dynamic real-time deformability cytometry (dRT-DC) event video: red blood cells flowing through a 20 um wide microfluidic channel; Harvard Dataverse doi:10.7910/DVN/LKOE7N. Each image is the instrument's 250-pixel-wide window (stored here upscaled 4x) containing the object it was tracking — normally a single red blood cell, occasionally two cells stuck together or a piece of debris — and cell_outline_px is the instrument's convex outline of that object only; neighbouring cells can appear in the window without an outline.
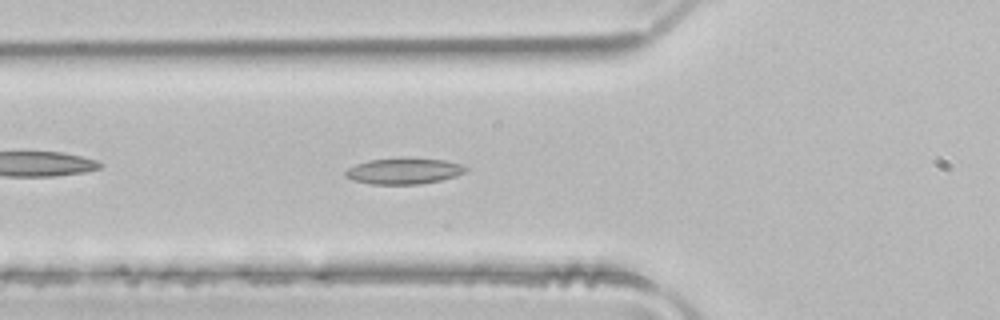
{"species": "common noctule bat (a hibernating species)", "species_latin": "Nyctalus noctula", "temperature_condition": "room temperature", "stored_images_in_passage": 50, "camera_frame_rate_fps": 3000, "um_per_image_px": 0.085, "animal": {"sex": "male", "body_mass_g": 21.5, "forearm_length_mm": 52.0}, "frame": {"image": 1, "passage_image": 17, "time_ms": 5.333, "image_size_px": [1000, 320], "cell_outline_px": [[468, 168], [464, 172], [456, 176], [440, 180], [420, 184], [372, 184], [352, 180], [344, 176], [344, 172], [348, 168], [356, 164], [368, 160], [408, 156], [444, 160], [464, 164]], "centroid_in_image_um": [34.33, 14.51], "position_along_channel_um": 91.5, "area_um2": 18.73}}
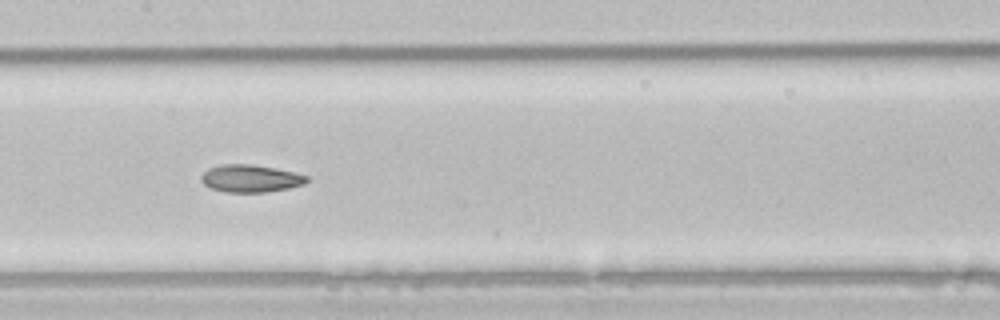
{"frame": {"image": 2, "passage_image": 24, "time_ms": 7.667, "image_size_px": [1000, 320], "cell_outline_px": [[308, 180], [304, 184], [288, 188], [268, 192], [224, 192], [212, 188], [204, 184], [200, 180], [200, 176], [208, 168], [220, 164], [252, 164], [276, 168], [308, 176]], "centroid_in_image_um": [21.27, 15.16], "position_along_channel_um": 186.1, "area_um2": 16.94}}
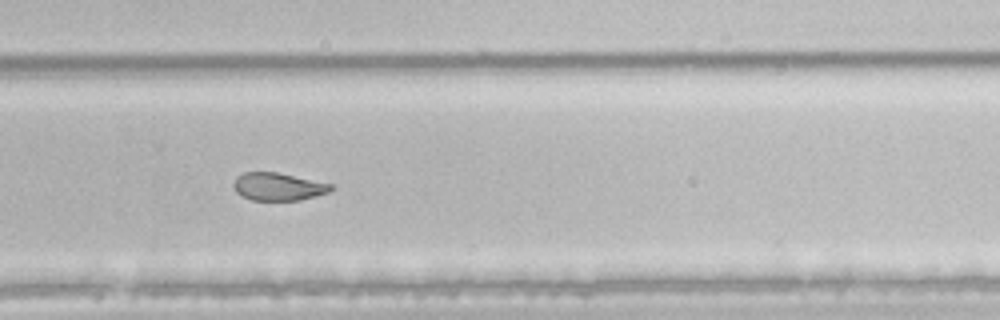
{"frame": {"image": 3, "passage_image": 33, "time_ms": 10.667, "image_size_px": [1000, 320], "cell_outline_px": [[332, 188], [328, 192], [316, 196], [300, 200], [252, 200], [236, 192], [232, 184], [236, 176], [244, 172], [276, 172], [332, 184]], "centroid_in_image_um": [23.61, 15.86], "position_along_channel_um": 306.2, "area_um2": 15.61}, "authors_computed_cell_mechanics": {"area_um2": 20.0855, "velocity_mm_per_s": 4.0327, "shape_relaxation_time_tau1_ms": null, "shape_relaxation_time_tau2_ms": 2.973, "deformation_change_tau1": null, "deformation_change_tau2": 0.091}}